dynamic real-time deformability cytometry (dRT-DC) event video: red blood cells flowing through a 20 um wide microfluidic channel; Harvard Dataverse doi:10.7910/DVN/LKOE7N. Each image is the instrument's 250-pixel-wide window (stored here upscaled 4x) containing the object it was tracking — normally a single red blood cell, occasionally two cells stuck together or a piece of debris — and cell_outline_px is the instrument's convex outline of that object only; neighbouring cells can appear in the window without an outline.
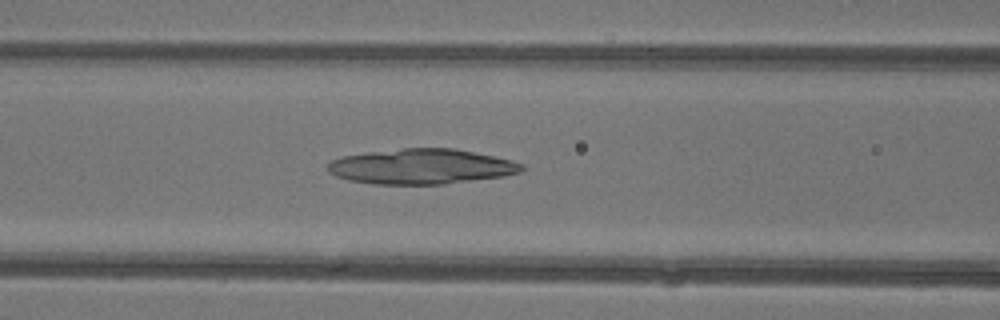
{"species": "common noctule bat (a hibernating species)", "species_latin": "Nyctalus noctula", "temperature_condition": "warm", "stored_images_in_passage": 32, "camera_frame_rate_fps": 3000, "um_per_image_px": 0.085, "animal": {"sex": "female"}, "frame": {"image": 1, "passage_image": 11, "time_ms": 3.333, "image_size_px": [1000, 320], "cell_outline_px": [[524, 168], [520, 172], [504, 176], [444, 184], [372, 184], [348, 180], [336, 176], [328, 172], [328, 164], [332, 160], [344, 156], [368, 152], [404, 148], [456, 148], [496, 156], [512, 160], [524, 164]], "centroid_in_image_um": [35.84, 14.15], "position_along_channel_um": 130.8, "area_um2": 39.88}}
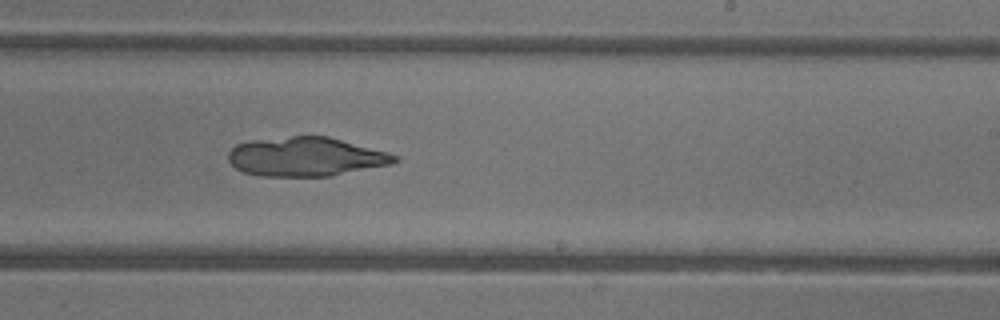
{"frame": {"image": 2, "passage_image": 20, "time_ms": 6.333, "image_size_px": [1000, 320], "cell_outline_px": [[400, 160], [392, 164], [332, 176], [260, 176], [244, 172], [236, 168], [228, 160], [228, 152], [236, 144], [252, 140], [292, 136], [328, 136], [388, 152], [396, 156]], "centroid_in_image_um": [26.0, 13.32], "position_along_channel_um": 263.0, "area_um2": 37.92}}
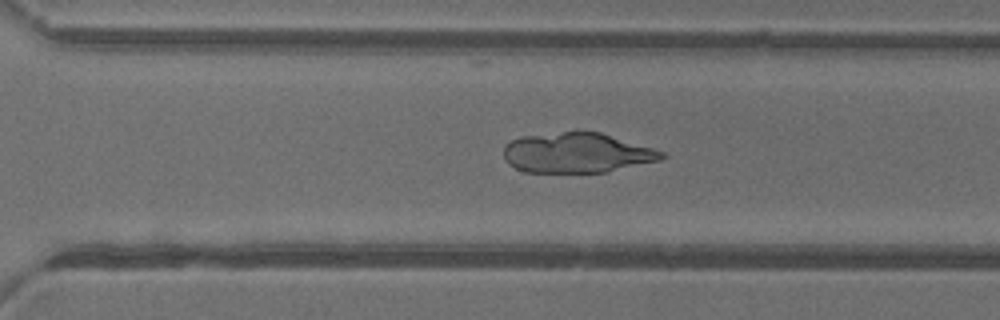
{"frame": {"image": 3, "passage_image": 24, "time_ms": 7.667, "image_size_px": [1000, 320], "cell_outline_px": [[664, 156], [660, 160], [608, 172], [524, 172], [508, 164], [504, 160], [504, 148], [512, 140], [524, 136], [564, 132], [600, 132], [652, 148], [664, 152]], "centroid_in_image_um": [49.03, 13.01], "position_along_channel_um": 321.6, "area_um2": 36.47}}